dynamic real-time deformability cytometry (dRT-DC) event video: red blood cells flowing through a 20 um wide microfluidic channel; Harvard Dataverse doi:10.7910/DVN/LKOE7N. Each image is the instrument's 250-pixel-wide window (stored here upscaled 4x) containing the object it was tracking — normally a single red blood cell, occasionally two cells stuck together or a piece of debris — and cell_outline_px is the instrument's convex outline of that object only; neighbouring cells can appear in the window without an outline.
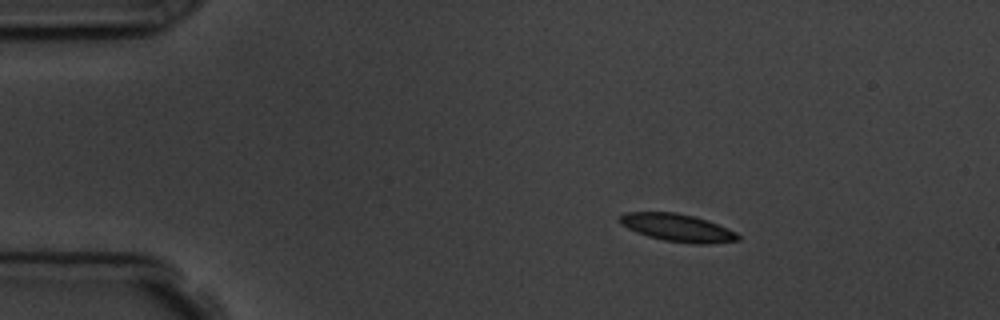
{"species": "common noctule bat (a hibernating species)", "species_latin": "Nyctalus noctula", "temperature_condition": "room temperature", "stored_images_in_passage": 3, "camera_frame_rate_fps": 3000, "um_per_image_px": 0.085, "animal": {"sex": "male", "body_mass_g": 19.5, "forearm_length_mm": 54.6}, "frame": {"image": 1, "passage_image": 2, "time_ms": 1.0, "image_size_px": [1000, 320], "cell_outline_px": [[740, 240], [708, 244], [692, 244], [664, 240], [648, 236], [636, 232], [620, 224], [620, 216], [624, 212], [676, 212], [708, 220], [736, 232], [740, 236]], "centroid_in_image_um": [57.59, 19.36], "position_along_channel_um": 27.4, "area_um2": 19.02}}